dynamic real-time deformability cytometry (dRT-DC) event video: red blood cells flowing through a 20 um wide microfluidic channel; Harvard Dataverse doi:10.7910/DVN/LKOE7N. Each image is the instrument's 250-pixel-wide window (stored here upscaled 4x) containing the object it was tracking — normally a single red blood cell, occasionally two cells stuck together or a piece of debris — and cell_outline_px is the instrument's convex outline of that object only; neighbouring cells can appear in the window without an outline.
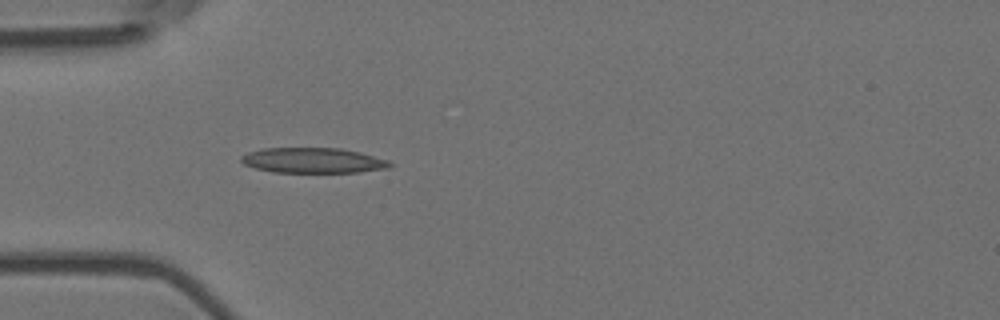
{"species": "Egyptian fruit bat (a non-hibernating species)", "species_latin": "Rousettus aegyptiacus", "temperature_condition": "room temperature", "stored_images_in_passage": 1, "camera_frame_rate_fps": 3000, "um_per_image_px": 0.085, "animal": {"sex": "female"}, "frame": {"image": 1, "passage_image": 1, "time_ms": 0.0, "image_size_px": [1000, 320], "cell_outline_px": [[392, 164], [388, 168], [360, 172], [272, 172], [256, 168], [244, 164], [240, 160], [240, 156], [248, 152], [264, 148], [340, 148], [360, 152], [388, 160]], "centroid_in_image_um": [26.59, 13.63], "position_along_channel_um": 58.4, "area_um2": 21.85}}